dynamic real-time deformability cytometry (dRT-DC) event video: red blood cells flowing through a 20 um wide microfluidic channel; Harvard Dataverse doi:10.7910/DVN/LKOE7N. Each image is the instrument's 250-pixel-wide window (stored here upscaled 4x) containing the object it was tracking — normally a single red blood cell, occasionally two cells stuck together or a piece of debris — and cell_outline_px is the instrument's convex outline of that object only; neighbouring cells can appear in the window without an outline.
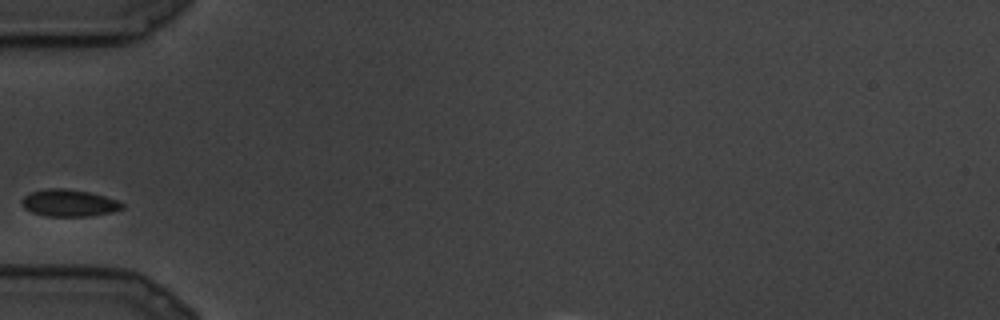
{"species": "common noctule bat (a hibernating species)", "species_latin": "Nyctalus noctula", "temperature_condition": "cold", "stored_images_in_passage": 4, "camera_frame_rate_fps": 3000, "um_per_image_px": 0.085, "animal": {"sex": "male", "body_mass_g": 19.5, "forearm_length_mm": 54.6}, "frame": {"image": 1, "passage_image": 3, "time_ms": 0.667, "image_size_px": [1000, 320], "cell_outline_px": [[124, 208], [112, 212], [88, 216], [44, 216], [32, 212], [24, 208], [20, 200], [28, 192], [44, 188], [64, 188], [88, 192], [120, 200], [124, 204]], "centroid_in_image_um": [5.84, 17.24], "position_along_channel_um": 79.2, "area_um2": 16.01}}